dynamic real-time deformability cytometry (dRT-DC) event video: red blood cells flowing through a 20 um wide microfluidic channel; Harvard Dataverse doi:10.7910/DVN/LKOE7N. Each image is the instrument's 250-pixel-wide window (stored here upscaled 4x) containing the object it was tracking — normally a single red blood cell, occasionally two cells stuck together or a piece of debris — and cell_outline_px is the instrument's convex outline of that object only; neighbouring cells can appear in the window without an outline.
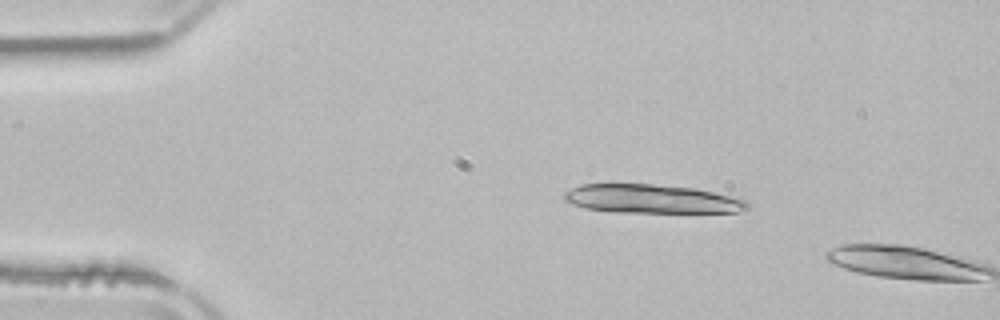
{"species": "common noctule bat (a hibernating species)", "species_latin": "Nyctalus noctula", "temperature_condition": "room temperature", "stored_images_in_passage": 2, "camera_frame_rate_fps": 3000, "um_per_image_px": 0.085, "animal": {"sex": "male", "body_mass_g": 21.5, "forearm_length_mm": 52.0}, "frame": {"image": 1, "passage_image": 1, "time_ms": 0.0, "image_size_px": [1000, 320], "cell_outline_px": [[748, 208], [736, 212], [612, 212], [584, 208], [572, 204], [564, 200], [564, 192], [580, 184], [652, 184], [692, 188], [740, 196], [748, 204]], "centroid_in_image_um": [55.4, 16.9], "position_along_channel_um": 29.6, "area_um2": 30.81}}